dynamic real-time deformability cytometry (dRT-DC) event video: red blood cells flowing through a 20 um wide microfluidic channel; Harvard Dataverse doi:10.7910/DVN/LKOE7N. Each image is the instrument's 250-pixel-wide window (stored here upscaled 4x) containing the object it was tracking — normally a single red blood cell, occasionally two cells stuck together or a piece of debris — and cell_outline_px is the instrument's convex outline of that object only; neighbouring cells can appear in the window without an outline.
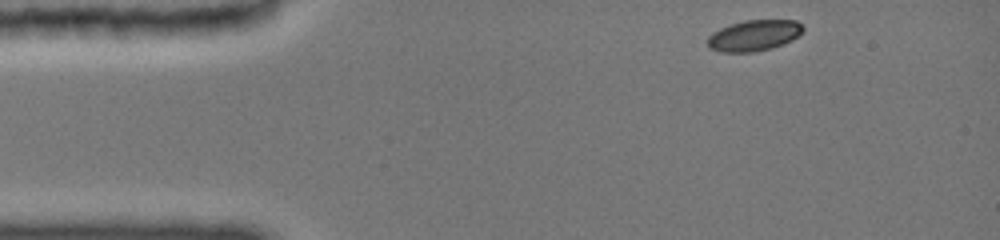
{"species": "common noctule bat (a hibernating species)", "species_latin": "Nyctalus noctula", "temperature_condition": "cold", "stored_images_in_passage": 41, "camera_frame_rate_fps": 3000, "um_per_image_px": 0.085, "animal": {"sex": "female", "body_mass_g": 19.0, "forearm_length_mm": 51.5}, "frame": {"image": 1, "passage_image": 1, "time_ms": 0.0, "image_size_px": [1000, 240], "cell_outline_px": [[804, 28], [792, 40], [772, 48], [752, 52], [720, 52], [708, 48], [708, 36], [712, 32], [720, 28], [744, 20], [796, 20]], "centroid_in_image_um": [64.05, 3.02], "position_along_channel_um": 21.0, "area_um2": 17.11}}
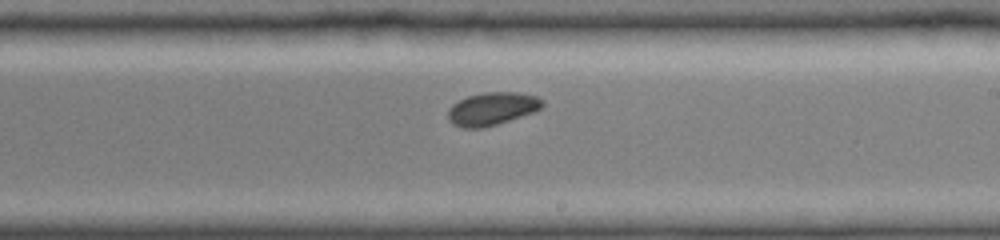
{"frame": {"image": 2, "passage_image": 24, "time_ms": 7.667, "image_size_px": [1000, 240], "cell_outline_px": [[544, 104], [540, 108], [532, 112], [496, 124], [480, 128], [464, 128], [452, 124], [448, 116], [448, 112], [452, 104], [468, 96], [484, 92], [516, 92], [536, 96], [544, 100]], "centroid_in_image_um": [41.81, 9.23], "position_along_channel_um": 247.2, "area_um2": 17.8}}
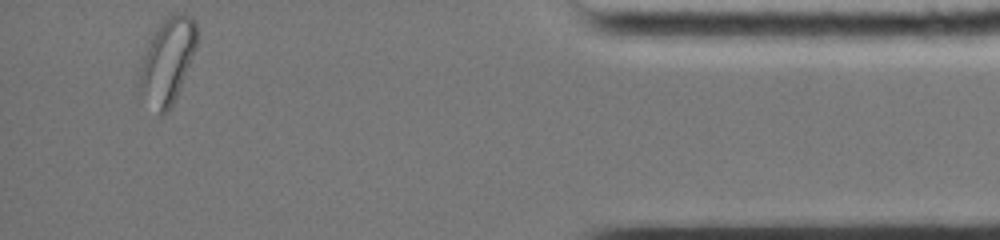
{"frame": {"image": 3, "passage_image": 41, "time_ms": 13.333, "image_size_px": [1000, 240], "cell_outline_px": [[196, 48], [180, 88], [168, 112], [160, 116], [140, 88], [140, 68], [148, 40], [164, 16], [176, 12], [180, 12], [192, 16], [196, 20]], "centroid_in_image_um": [14.26, 5.08], "position_along_channel_um": 420.9, "area_um2": 28.21}, "authors_computed_cell_mechanics": {"area_um2": 18.0914, "velocity_mm_per_s": 3.839, "shape_relaxation_time_tau1_ms": 4.1666, "shape_relaxation_time_tau2_ms": null, "deformation_change_tau1": 0.0785, "deformation_change_tau2": null}}